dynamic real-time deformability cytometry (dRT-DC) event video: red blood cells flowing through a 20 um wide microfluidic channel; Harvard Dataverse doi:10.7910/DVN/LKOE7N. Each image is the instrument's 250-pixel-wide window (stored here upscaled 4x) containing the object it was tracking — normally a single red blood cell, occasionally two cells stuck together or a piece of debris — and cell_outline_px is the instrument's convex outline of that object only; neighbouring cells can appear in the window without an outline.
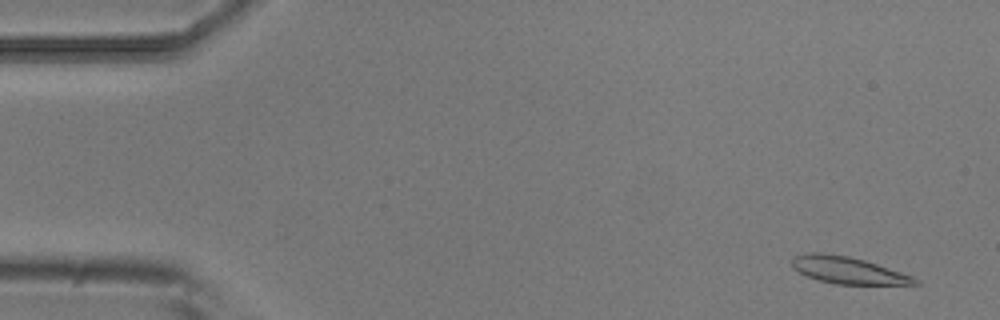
{"species": "common noctule bat (a hibernating species)", "species_latin": "Nyctalus noctula", "temperature_condition": "room temperature", "stored_images_in_passage": 6, "camera_frame_rate_fps": 3000, "um_per_image_px": 0.085, "animal": {"sex": "male", "body_mass_g": 20.5, "forearm_length_mm": 52.5}, "frame": {"image": 1, "passage_image": 1, "time_ms": 0.0, "image_size_px": [1000, 320], "cell_outline_px": [[920, 284], [836, 284], [816, 280], [792, 268], [792, 256], [808, 252], [820, 252], [848, 256], [864, 260], [912, 276], [920, 280]], "centroid_in_image_um": [72.02, 22.96], "position_along_channel_um": 13.0, "area_um2": 19.19}}